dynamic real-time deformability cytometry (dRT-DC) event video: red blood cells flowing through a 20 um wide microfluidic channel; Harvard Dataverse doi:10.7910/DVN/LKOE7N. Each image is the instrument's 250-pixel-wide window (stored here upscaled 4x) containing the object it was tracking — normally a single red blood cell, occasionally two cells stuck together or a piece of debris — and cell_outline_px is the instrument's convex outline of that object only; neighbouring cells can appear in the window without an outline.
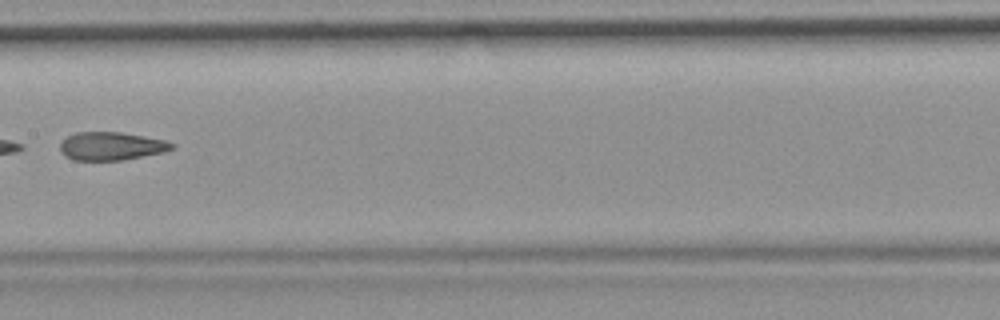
{"species": "common noctule bat (a hibernating species)", "species_latin": "Nyctalus noctula", "temperature_condition": "room temperature", "stored_images_in_passage": 11, "camera_frame_rate_fps": 3000, "um_per_image_px": 0.085, "animal": {"sex": "female", "body_mass_g": 19.9}, "frame": {"image": 1, "passage_image": 8, "time_ms": 9.0, "image_size_px": [1000, 320], "cell_outline_px": [[176, 148], [164, 152], [124, 160], [72, 160], [64, 156], [60, 152], [60, 144], [68, 136], [76, 132], [120, 132], [144, 136], [164, 140], [176, 144]], "centroid_in_image_um": [9.48, 12.43], "position_along_channel_um": 197.9, "area_um2": 18.5}}
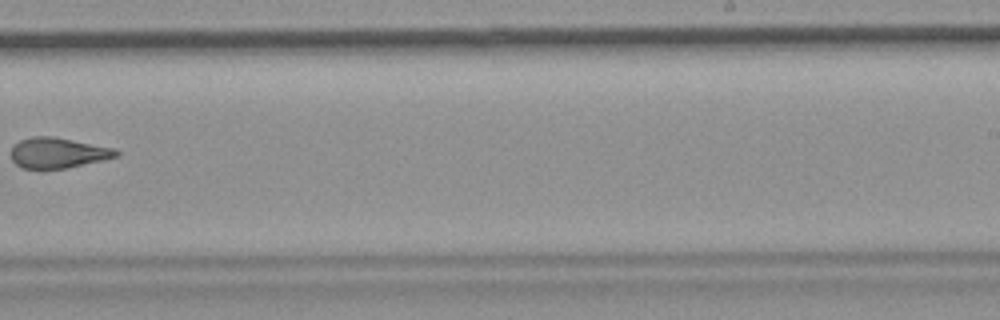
{"frame": {"image": 2, "passage_image": 10, "time_ms": 11.333, "image_size_px": [1000, 320], "cell_outline_px": [[120, 152], [116, 156], [104, 160], [68, 168], [20, 168], [12, 160], [12, 148], [20, 140], [32, 136], [52, 136], [112, 148]], "centroid_in_image_um": [4.91, 13.0], "position_along_channel_um": 284.1, "area_um2": 18.38}}